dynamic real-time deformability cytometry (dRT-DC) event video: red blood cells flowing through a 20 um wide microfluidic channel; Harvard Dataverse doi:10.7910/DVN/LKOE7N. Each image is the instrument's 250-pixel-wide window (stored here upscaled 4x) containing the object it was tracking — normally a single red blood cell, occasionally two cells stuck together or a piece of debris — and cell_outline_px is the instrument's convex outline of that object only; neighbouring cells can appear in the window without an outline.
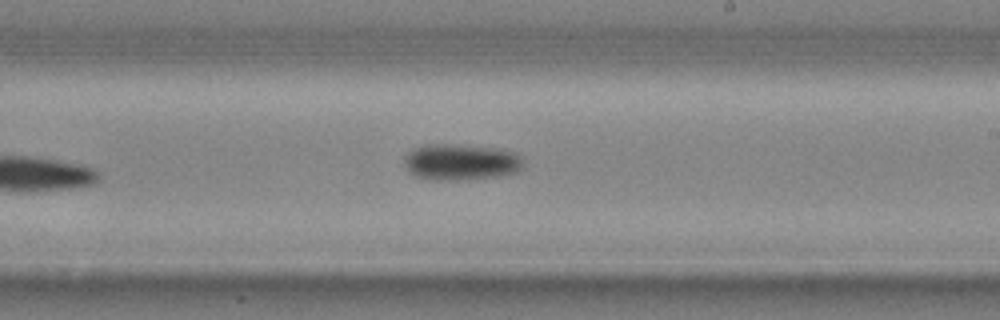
{"species": "common noctule bat (a hibernating species)", "species_latin": "Nyctalus noctula", "temperature_condition": "cold", "stored_images_in_passage": 17, "camera_frame_rate_fps": 3000, "um_per_image_px": 0.085, "animal": {"sex": "male", "body_mass_g": 20.4}, "frame": {"image": 1, "passage_image": 17, "time_ms": 5.333, "image_size_px": [1000, 320], "cell_outline_px": [[524, 164], [520, 172], [496, 176], [448, 180], [436, 180], [416, 176], [408, 172], [404, 164], [404, 160], [408, 152], [416, 148], [428, 144], [448, 144], [500, 148], [516, 152], [524, 160]], "centroid_in_image_um": [39.22, 13.76], "position_along_channel_um": 249.8, "area_um2": 25.14}}